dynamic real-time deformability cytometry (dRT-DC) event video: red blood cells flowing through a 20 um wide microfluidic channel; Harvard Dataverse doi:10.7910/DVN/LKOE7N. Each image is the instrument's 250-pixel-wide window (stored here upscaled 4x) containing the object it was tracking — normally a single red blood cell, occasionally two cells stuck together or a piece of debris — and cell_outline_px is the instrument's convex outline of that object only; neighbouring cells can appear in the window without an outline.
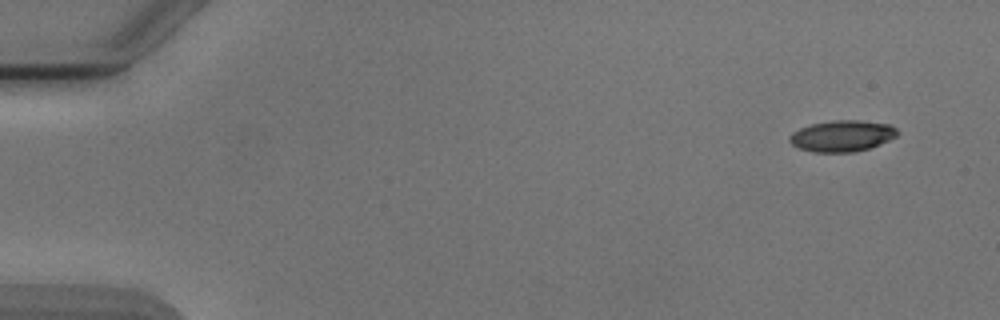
{"species": "Egyptian fruit bat (a non-hibernating species)", "species_latin": "Rousettus aegyptiacus", "temperature_condition": "cold", "stored_images_in_passage": 5, "camera_frame_rate_fps": 3000, "um_per_image_px": 0.085, "animal": {"sex": "male"}, "frame": {"image": 1, "passage_image": 1, "time_ms": 0.0, "image_size_px": [1000, 320], "cell_outline_px": [[900, 132], [896, 136], [880, 144], [868, 148], [852, 152], [816, 152], [800, 148], [792, 144], [788, 140], [788, 136], [792, 132], [800, 128], [812, 124], [832, 120], [860, 120], [888, 124], [896, 128]], "centroid_in_image_um": [71.57, 11.54], "position_along_channel_um": 13.4, "area_um2": 19.54}}
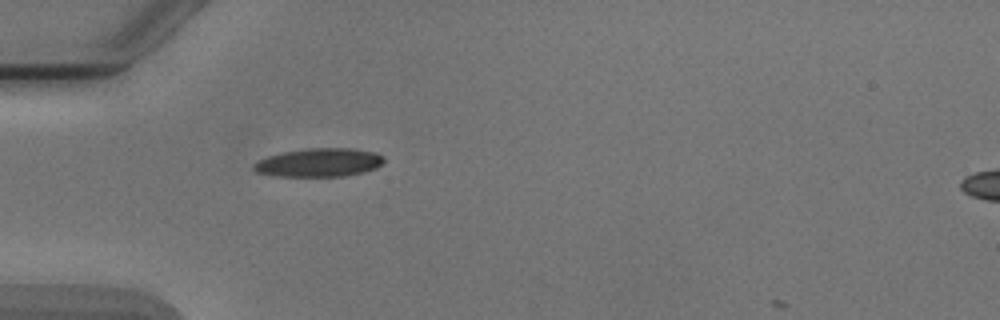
{"frame": {"image": 2, "passage_image": 4, "time_ms": 4.333, "image_size_px": [1000, 320], "cell_outline_px": [[384, 160], [376, 168], [344, 176], [280, 176], [256, 172], [252, 168], [252, 164], [268, 156], [280, 152], [308, 148], [352, 148], [376, 152], [384, 156]], "centroid_in_image_um": [27.11, 13.8], "position_along_channel_um": 57.9, "area_um2": 21.56}}